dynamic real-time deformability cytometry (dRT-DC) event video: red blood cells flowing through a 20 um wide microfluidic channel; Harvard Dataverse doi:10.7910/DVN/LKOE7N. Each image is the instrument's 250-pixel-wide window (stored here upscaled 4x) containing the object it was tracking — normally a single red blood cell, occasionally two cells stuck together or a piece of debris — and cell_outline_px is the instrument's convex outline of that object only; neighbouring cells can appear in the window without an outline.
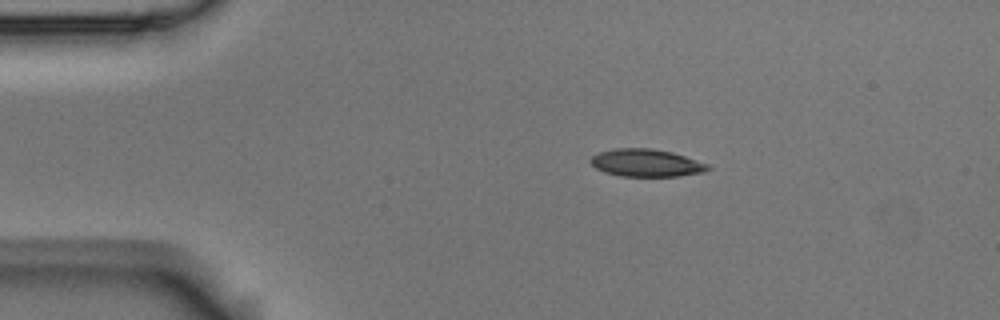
{"species": "Egyptian fruit bat (a non-hibernating species)", "species_latin": "Rousettus aegyptiacus", "temperature_condition": "room temperature", "stored_images_in_passage": 7, "camera_frame_rate_fps": 3000, "um_per_image_px": 0.085, "animal": {"sex": "male"}, "frame": {"image": 1, "passage_image": 2, "time_ms": 0.333, "image_size_px": [1000, 320], "cell_outline_px": [[712, 168], [704, 172], [680, 176], [620, 176], [604, 172], [596, 168], [588, 160], [592, 156], [600, 152], [616, 148], [652, 148], [672, 152], [708, 164]], "centroid_in_image_um": [54.93, 13.85], "position_along_channel_um": 30.1, "area_um2": 18.84}}
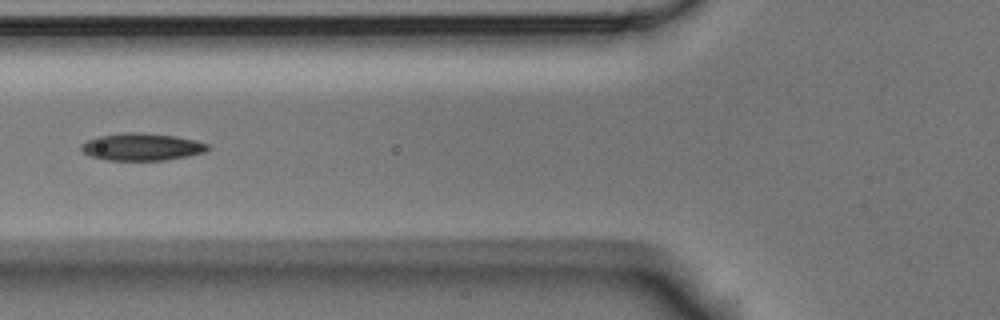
{"frame": {"image": 2, "passage_image": 5, "time_ms": 1.333, "image_size_px": [1000, 320], "cell_outline_px": [[212, 148], [204, 152], [188, 156], [168, 160], [104, 160], [92, 156], [84, 152], [80, 148], [80, 144], [96, 136], [124, 132], [136, 132], [176, 136], [196, 140], [208, 144]], "centroid_in_image_um": [12.06, 12.48], "position_along_channel_um": 113.7, "area_um2": 20.29}}
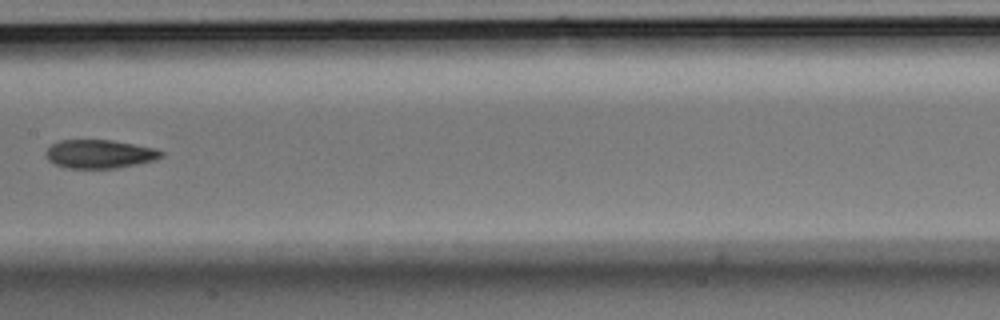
{"frame": {"image": 3, "passage_image": 7, "time_ms": 2.0, "image_size_px": [1000, 320], "cell_outline_px": [[164, 156], [156, 160], [116, 168], [68, 168], [56, 164], [48, 160], [44, 152], [52, 144], [60, 140], [112, 140], [156, 148], [164, 152]], "centroid_in_image_um": [8.49, 13.08], "position_along_channel_um": 198.9, "area_um2": 19.25}}